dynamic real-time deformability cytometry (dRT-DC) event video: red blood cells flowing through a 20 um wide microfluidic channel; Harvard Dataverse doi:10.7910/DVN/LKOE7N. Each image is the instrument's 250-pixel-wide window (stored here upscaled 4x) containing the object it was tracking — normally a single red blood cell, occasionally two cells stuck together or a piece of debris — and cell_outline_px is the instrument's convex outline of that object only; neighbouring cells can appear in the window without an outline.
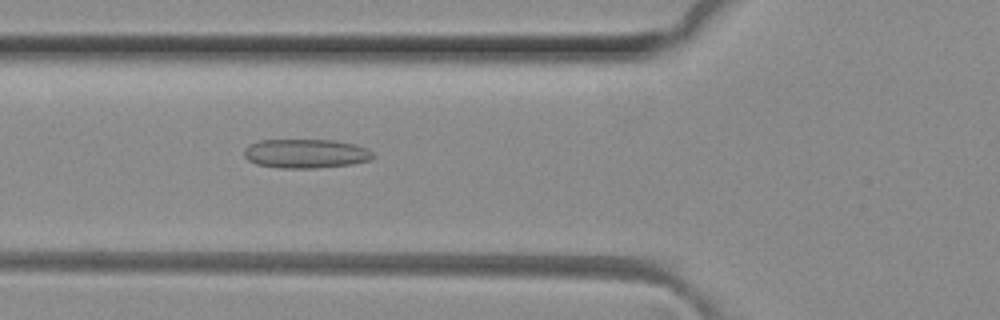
{"species": "common noctule bat (a hibernating species)", "species_latin": "Nyctalus noctula", "temperature_condition": "room temperature", "stored_images_in_passage": 49, "camera_frame_rate_fps": 3000, "um_per_image_px": 0.085, "animal": {"sex": "female", "body_mass_g": 29.2, "forearm_length_mm": 56.3}, "frame": {"image": 1, "passage_image": 18, "time_ms": 5.667, "image_size_px": [1000, 320], "cell_outline_px": [[372, 160], [352, 164], [316, 168], [280, 168], [256, 164], [248, 160], [244, 156], [244, 148], [248, 144], [260, 140], [332, 140], [356, 144], [368, 148], [372, 152]], "centroid_in_image_um": [25.98, 13.05], "position_along_channel_um": 99.8, "area_um2": 22.02}}
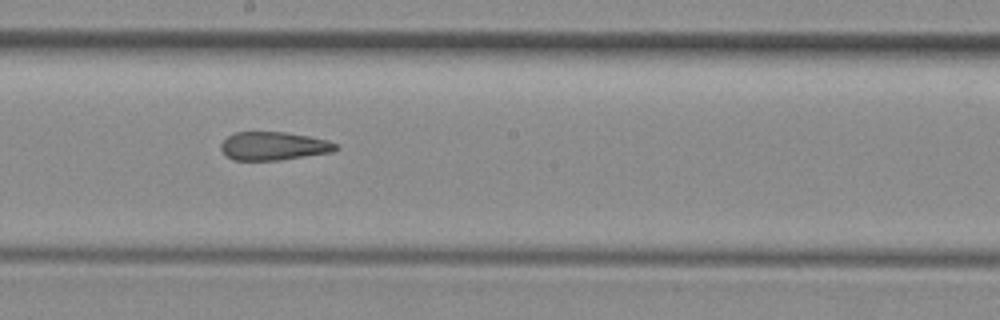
{"frame": {"image": 2, "passage_image": 27, "time_ms": 8.667, "image_size_px": [1000, 320], "cell_outline_px": [[340, 148], [332, 152], [280, 160], [232, 160], [224, 156], [220, 148], [220, 144], [228, 136], [236, 132], [284, 132], [308, 136], [328, 140], [336, 144]], "centroid_in_image_um": [23.23, 12.42], "position_along_channel_um": 225.0, "area_um2": 19.07}}
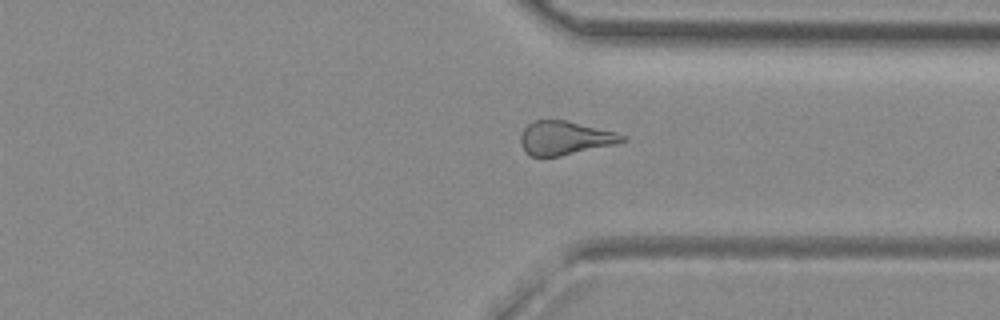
{"frame": {"image": 3, "passage_image": 37, "time_ms": 12.0, "image_size_px": [1000, 320], "cell_outline_px": [[624, 140], [616, 144], [560, 156], [532, 156], [524, 152], [520, 144], [520, 136], [524, 128], [528, 124], [536, 120], [564, 120], [616, 132], [624, 136]], "centroid_in_image_um": [47.96, 11.73], "position_along_channel_um": 363.4, "area_um2": 19.77}}